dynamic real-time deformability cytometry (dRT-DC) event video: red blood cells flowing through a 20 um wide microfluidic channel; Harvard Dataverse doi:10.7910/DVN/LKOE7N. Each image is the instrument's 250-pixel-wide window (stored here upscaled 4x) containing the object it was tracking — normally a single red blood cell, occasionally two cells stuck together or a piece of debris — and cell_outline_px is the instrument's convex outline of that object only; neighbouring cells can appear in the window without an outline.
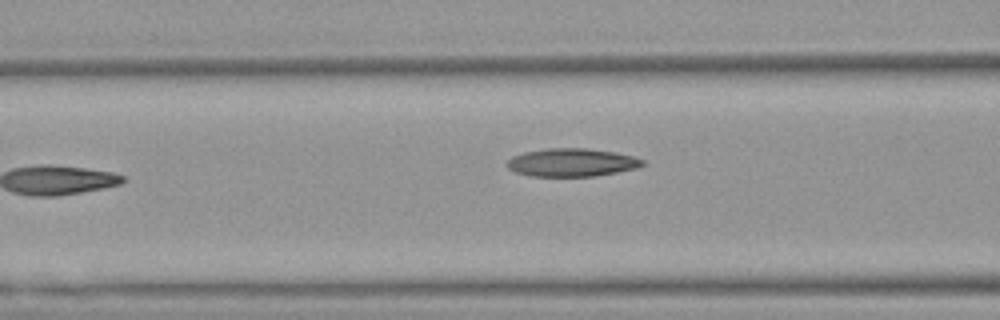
{"species": "Egyptian fruit bat (a non-hibernating species)", "species_latin": "Rousettus aegyptiacus", "temperature_condition": "warm", "stored_images_in_passage": 5, "camera_frame_rate_fps": 3000, "um_per_image_px": 0.085, "animal": {"sex": "female"}, "frame": {"image": 1, "passage_image": 4, "time_ms": 1.0, "image_size_px": [1000, 320], "cell_outline_px": [[644, 164], [636, 168], [596, 176], [532, 176], [516, 172], [508, 168], [504, 164], [512, 156], [524, 152], [548, 148], [588, 148], [616, 152], [632, 156], [644, 160]], "centroid_in_image_um": [48.58, 13.8], "position_along_channel_um": 118.0, "area_um2": 22.2}}
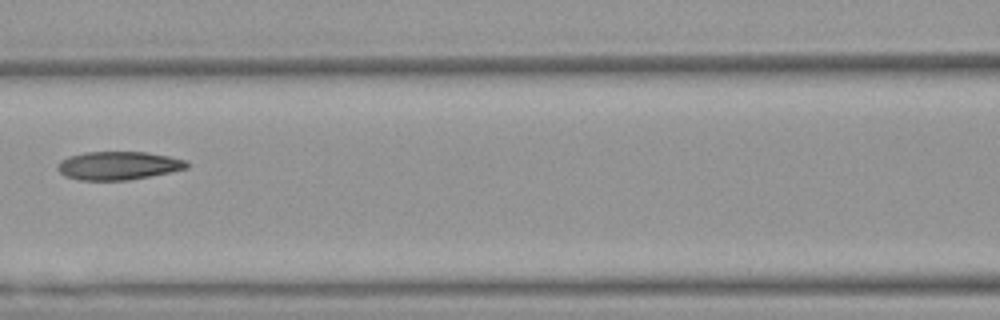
{"frame": {"image": 2, "passage_image": 5, "time_ms": 1.333, "image_size_px": [1000, 320], "cell_outline_px": [[188, 168], [128, 180], [80, 180], [64, 176], [56, 168], [56, 164], [60, 160], [68, 156], [84, 152], [148, 152], [188, 160]], "centroid_in_image_um": [10.01, 14.07], "position_along_channel_um": 156.6, "area_um2": 21.39}}